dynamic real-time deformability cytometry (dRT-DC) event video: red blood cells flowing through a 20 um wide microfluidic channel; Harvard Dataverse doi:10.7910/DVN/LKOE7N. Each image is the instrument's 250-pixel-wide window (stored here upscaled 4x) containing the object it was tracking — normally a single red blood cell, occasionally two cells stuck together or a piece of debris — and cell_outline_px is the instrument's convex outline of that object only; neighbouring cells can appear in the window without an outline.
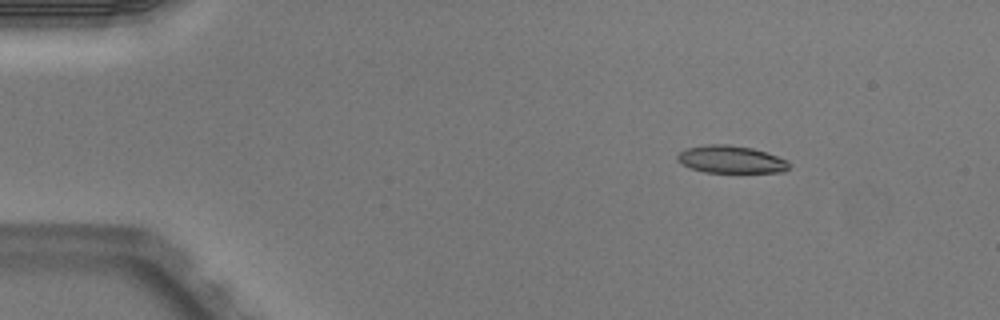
{"species": "Egyptian fruit bat (a non-hibernating species)", "species_latin": "Rousettus aegyptiacus", "temperature_condition": "warm", "stored_images_in_passage": 4, "camera_frame_rate_fps": 3000, "um_per_image_px": 0.085, "animal": {"sex": "male"}, "frame": {"image": 1, "passage_image": 1, "time_ms": 0.0, "image_size_px": [1000, 320], "cell_outline_px": [[792, 164], [784, 172], [704, 172], [692, 168], [676, 160], [676, 156], [684, 148], [708, 144], [728, 144], [752, 148], [788, 160]], "centroid_in_image_um": [62.13, 13.54], "position_along_channel_um": 22.9, "area_um2": 17.86}}
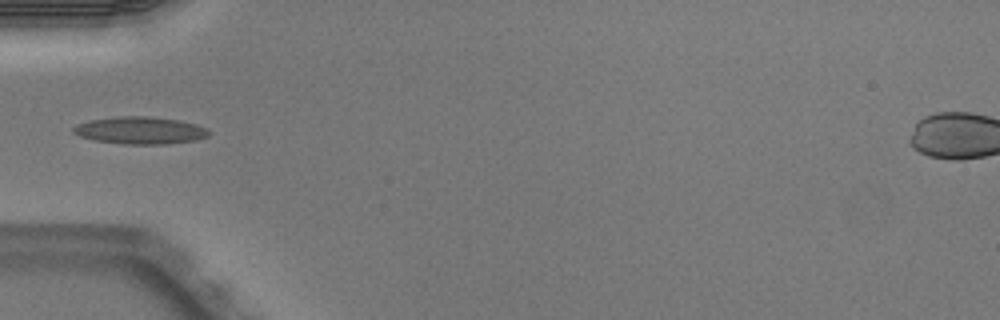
{"frame": {"image": 2, "passage_image": 4, "time_ms": 1.0, "image_size_px": [1000, 320], "cell_outline_px": [[212, 132], [208, 136], [196, 140], [168, 144], [124, 144], [92, 140], [80, 136], [72, 132], [72, 128], [76, 124], [92, 120], [116, 116], [144, 116], [180, 120], [196, 124], [208, 128]], "centroid_in_image_um": [11.94, 11.09], "position_along_channel_um": 73.1, "area_um2": 21.73}}